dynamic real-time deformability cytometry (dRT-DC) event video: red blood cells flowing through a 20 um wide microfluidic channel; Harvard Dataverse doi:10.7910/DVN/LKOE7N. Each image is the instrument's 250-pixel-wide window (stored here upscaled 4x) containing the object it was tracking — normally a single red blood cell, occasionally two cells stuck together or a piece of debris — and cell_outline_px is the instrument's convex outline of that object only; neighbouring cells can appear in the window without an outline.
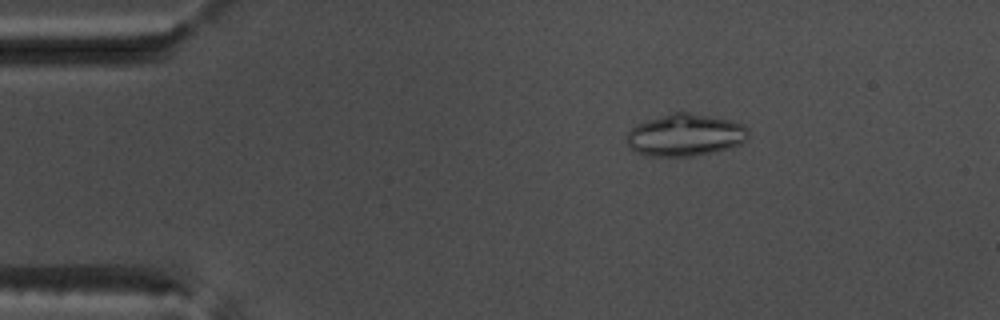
{"species": "common noctule bat (a hibernating species)", "species_latin": "Nyctalus noctula", "temperature_condition": "warm", "stored_images_in_passage": 48, "camera_frame_rate_fps": 3000, "um_per_image_px": 0.085, "animal": {"sex": "male", "body_mass_g": 17.5, "forearm_length_mm": 52.3}, "frame": {"image": 1, "passage_image": 3, "time_ms": 0.667, "image_size_px": [1000, 320], "cell_outline_px": [[748, 136], [740, 144], [728, 148], [712, 152], [692, 156], [648, 156], [636, 152], [628, 148], [628, 132], [636, 124], [672, 112], [688, 112], [712, 116], [732, 120], [748, 128]], "centroid_in_image_um": [58.23, 11.47], "position_along_channel_um": 26.8, "area_um2": 29.77}}
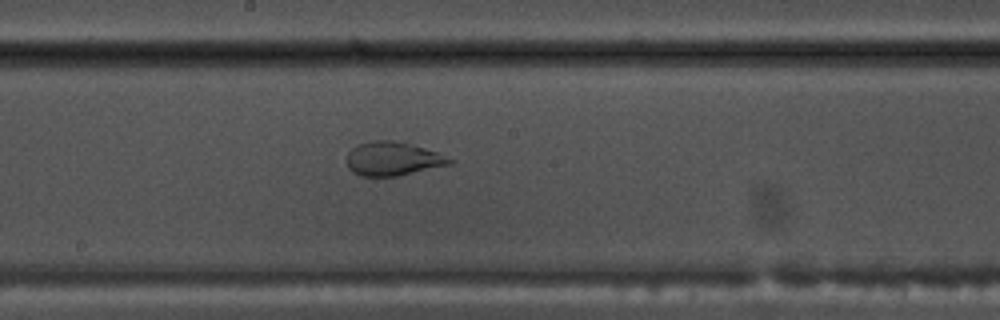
{"frame": {"image": 2, "passage_image": 23, "time_ms": 7.333, "image_size_px": [1000, 320], "cell_outline_px": [[456, 160], [452, 164], [396, 176], [360, 176], [352, 172], [348, 168], [348, 152], [352, 148], [360, 144], [372, 140], [404, 140], [440, 152]], "centroid_in_image_um": [33.47, 13.47], "position_along_channel_um": 214.7, "area_um2": 20.75}}
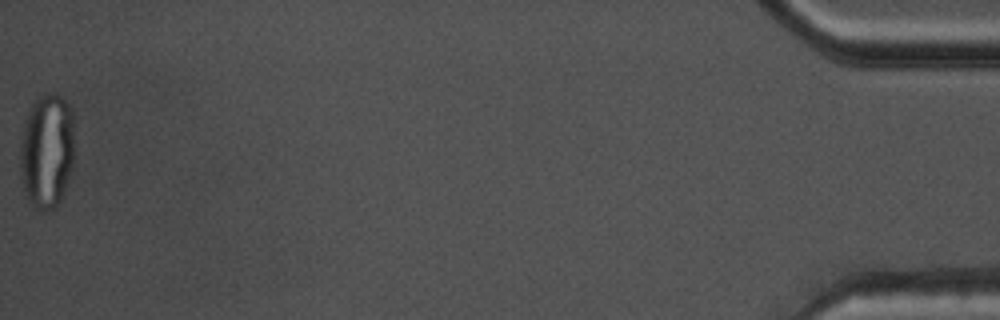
{"frame": {"image": 3, "passage_image": 48, "time_ms": 15.667, "image_size_px": [1000, 320], "cell_outline_px": [[72, 168], [60, 200], [56, 208], [48, 212], [44, 212], [36, 208], [32, 204], [24, 192], [20, 176], [20, 148], [24, 124], [28, 112], [32, 104], [40, 96], [48, 92], [56, 92], [72, 108]], "centroid_in_image_um": [3.96, 12.84], "position_along_channel_um": 431.2, "area_um2": 36.41}}